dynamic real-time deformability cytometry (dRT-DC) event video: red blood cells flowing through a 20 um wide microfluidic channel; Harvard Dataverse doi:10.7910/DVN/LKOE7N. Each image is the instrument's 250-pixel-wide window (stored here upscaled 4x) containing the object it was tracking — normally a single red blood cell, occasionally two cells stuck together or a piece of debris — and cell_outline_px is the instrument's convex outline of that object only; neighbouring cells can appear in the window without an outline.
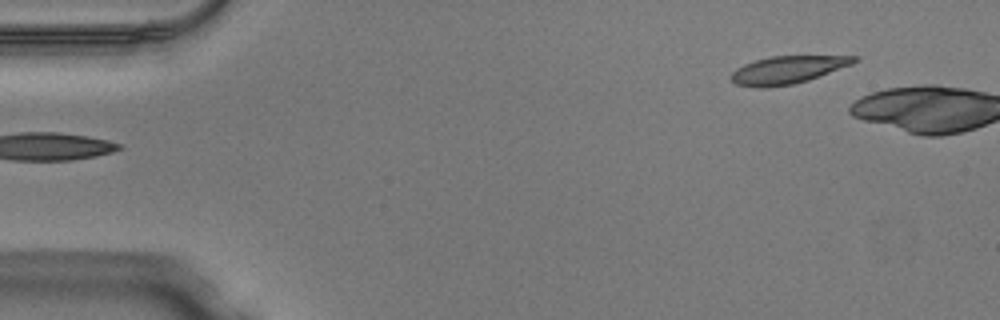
{"species": "Egyptian fruit bat (a non-hibernating species)", "species_latin": "Rousettus aegyptiacus", "temperature_condition": "warm", "stored_images_in_passage": 3, "camera_frame_rate_fps": 3000, "um_per_image_px": 0.085, "animal": {"sex": "male"}, "frame": {"image": 1, "passage_image": 1, "time_ms": 0.0, "image_size_px": [1000, 320], "cell_outline_px": [[860, 60], [852, 64], [808, 80], [792, 84], [764, 88], [756, 88], [736, 84], [732, 80], [732, 72], [736, 68], [744, 64], [756, 60], [772, 56], [860, 56]], "centroid_in_image_um": [66.95, 5.93], "position_along_channel_um": 18.0, "area_um2": 19.71}}